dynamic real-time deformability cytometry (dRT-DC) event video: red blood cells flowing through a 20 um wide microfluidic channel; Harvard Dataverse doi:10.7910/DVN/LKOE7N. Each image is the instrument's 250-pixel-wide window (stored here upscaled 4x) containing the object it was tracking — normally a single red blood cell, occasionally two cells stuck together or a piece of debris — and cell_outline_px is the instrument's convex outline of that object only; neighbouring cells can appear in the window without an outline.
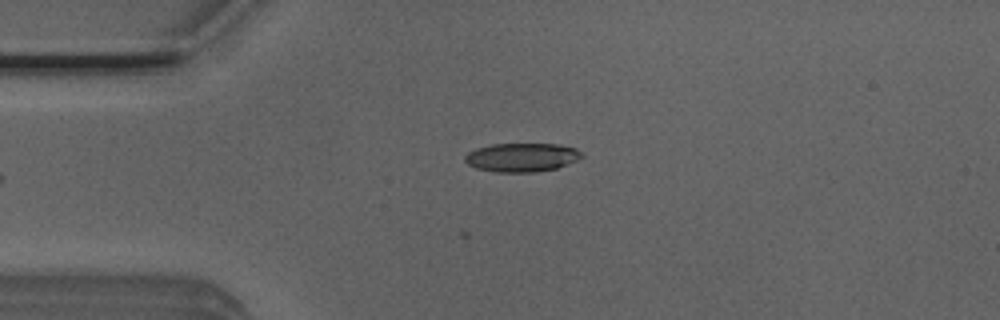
{"species": "Egyptian fruit bat (a non-hibernating species)", "species_latin": "Rousettus aegyptiacus", "temperature_condition": "room temperature", "stored_images_in_passage": 31, "camera_frame_rate_fps": 3000, "um_per_image_px": 0.085, "animal": {"sex": "male"}, "frame": {"image": 1, "passage_image": 1, "time_ms": 0.0, "image_size_px": [1000, 320], "cell_outline_px": [[584, 156], [576, 160], [556, 168], [536, 172], [496, 172], [476, 168], [468, 164], [464, 160], [464, 156], [468, 152], [476, 148], [492, 144], [556, 144], [576, 148]], "centroid_in_image_um": [44.32, 13.37], "position_along_channel_um": 40.7, "area_um2": 19.48}}
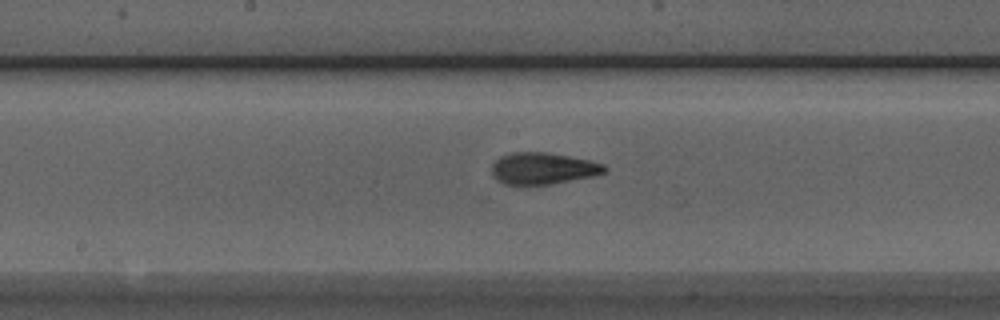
{"frame": {"image": 2, "passage_image": 15, "time_ms": 4.667, "image_size_px": [1000, 320], "cell_outline_px": [[608, 168], [604, 172], [592, 176], [552, 184], [524, 188], [520, 188], [504, 184], [496, 180], [492, 176], [492, 164], [500, 156], [512, 152], [544, 152], [568, 156], [588, 160], [604, 164]], "centroid_in_image_um": [46.07, 14.36], "position_along_channel_um": 202.1, "area_um2": 21.44}}
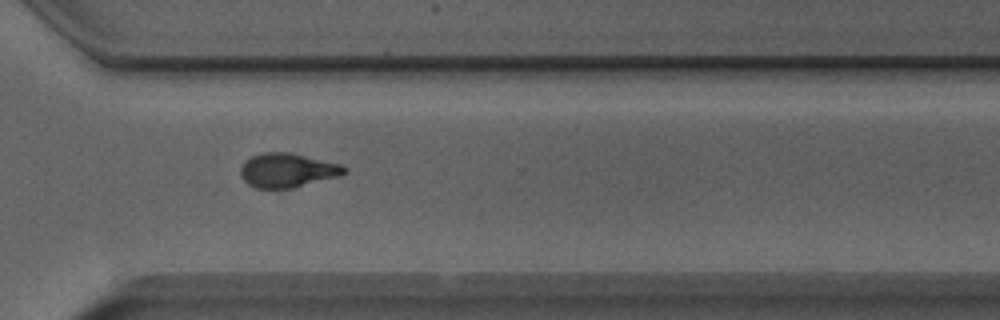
{"frame": {"image": 3, "passage_image": 26, "time_ms": 8.333, "image_size_px": [1000, 320], "cell_outline_px": [[348, 172], [340, 176], [292, 188], [256, 188], [248, 184], [240, 176], [240, 168], [252, 156], [264, 152], [288, 152], [340, 164], [348, 168]], "centroid_in_image_um": [24.45, 14.48], "position_along_channel_um": 346.2, "area_um2": 20.52}, "authors_computed_cell_mechanics": {"area_um2": 20.3456, "velocity_mm_per_s": 3.9327, "shape_relaxation_time_tau1_ms": null, "shape_relaxation_time_tau2_ms": 2.1681, "deformation_change_tau1": null, "deformation_change_tau2": 0.0426}}